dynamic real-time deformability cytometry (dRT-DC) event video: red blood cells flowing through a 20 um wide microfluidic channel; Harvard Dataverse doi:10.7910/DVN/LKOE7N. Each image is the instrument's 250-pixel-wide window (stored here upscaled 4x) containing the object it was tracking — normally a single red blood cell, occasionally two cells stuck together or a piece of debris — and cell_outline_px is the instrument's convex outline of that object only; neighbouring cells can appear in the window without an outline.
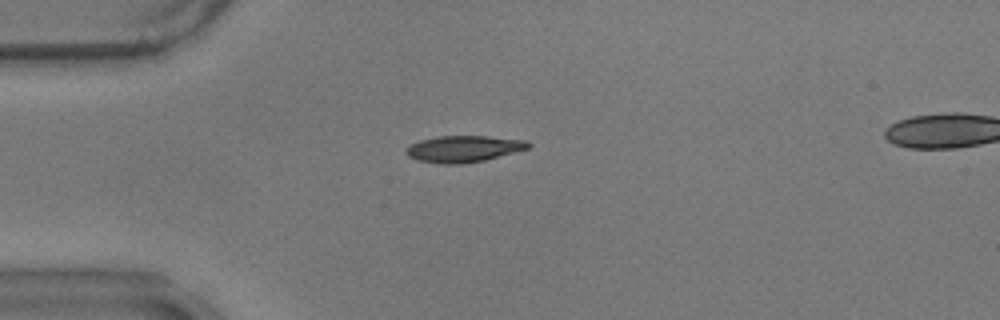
{"species": "common noctule bat (a hibernating species)", "species_latin": "Nyctalus noctula", "temperature_condition": "warm", "stored_images_in_passage": 35, "camera_frame_rate_fps": 3000, "um_per_image_px": 0.085, "animal": {"sex": "male", "body_mass_g": 17.9}, "frame": {"image": 1, "passage_image": 1, "time_ms": 0.0, "image_size_px": [1000, 320], "cell_outline_px": [[532, 144], [528, 148], [484, 160], [460, 164], [444, 164], [420, 160], [408, 156], [404, 152], [412, 144], [420, 140], [436, 136], [488, 136], [528, 140]], "centroid_in_image_um": [39.43, 12.64], "position_along_channel_um": 45.6, "area_um2": 18.67}}
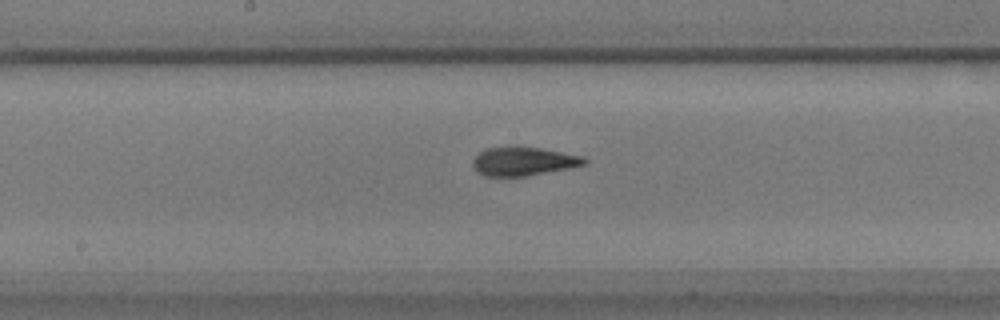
{"frame": {"image": 2, "passage_image": 16, "time_ms": 5.0, "image_size_px": [1000, 320], "cell_outline_px": [[588, 160], [584, 164], [568, 168], [528, 176], [484, 176], [476, 172], [472, 168], [472, 160], [480, 152], [488, 148], [508, 144], [516, 144], [540, 148], [584, 156]], "centroid_in_image_um": [44.43, 13.68], "position_along_channel_um": 203.8, "area_um2": 19.19}, "authors_computed_cell_mechanics": {"area_um2": 18.6694, "velocity_mm_per_s": 3.5042, "shape_relaxation_time_tau1_ms": 4.942, "shape_relaxation_time_tau2_ms": 2.8039, "deformation_change_tau1": 0.202, "deformation_change_tau2": 0.0746}}